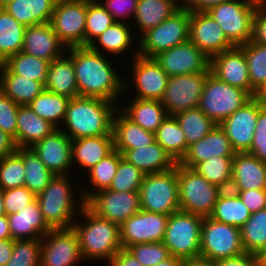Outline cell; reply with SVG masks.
I'll use <instances>...</instances> for the list:
<instances>
[{"mask_svg":"<svg viewBox=\"0 0 266 266\" xmlns=\"http://www.w3.org/2000/svg\"><path fill=\"white\" fill-rule=\"evenodd\" d=\"M19 105L0 90V129L14 139L17 136V112Z\"/></svg>","mask_w":266,"mask_h":266,"instance_id":"cell-54","label":"cell"},{"mask_svg":"<svg viewBox=\"0 0 266 266\" xmlns=\"http://www.w3.org/2000/svg\"><path fill=\"white\" fill-rule=\"evenodd\" d=\"M83 262L73 228L51 229L41 238L40 266H76Z\"/></svg>","mask_w":266,"mask_h":266,"instance_id":"cell-15","label":"cell"},{"mask_svg":"<svg viewBox=\"0 0 266 266\" xmlns=\"http://www.w3.org/2000/svg\"><path fill=\"white\" fill-rule=\"evenodd\" d=\"M244 252L240 228L217 222L210 217L203 218L199 259L215 262Z\"/></svg>","mask_w":266,"mask_h":266,"instance_id":"cell-11","label":"cell"},{"mask_svg":"<svg viewBox=\"0 0 266 266\" xmlns=\"http://www.w3.org/2000/svg\"><path fill=\"white\" fill-rule=\"evenodd\" d=\"M10 1L12 0H0V7H3L5 4H7Z\"/></svg>","mask_w":266,"mask_h":266,"instance_id":"cell-70","label":"cell"},{"mask_svg":"<svg viewBox=\"0 0 266 266\" xmlns=\"http://www.w3.org/2000/svg\"><path fill=\"white\" fill-rule=\"evenodd\" d=\"M175 118L182 128L188 146L201 140L217 125L198 107L177 113Z\"/></svg>","mask_w":266,"mask_h":266,"instance_id":"cell-45","label":"cell"},{"mask_svg":"<svg viewBox=\"0 0 266 266\" xmlns=\"http://www.w3.org/2000/svg\"><path fill=\"white\" fill-rule=\"evenodd\" d=\"M114 150L113 135L82 137L72 140V165L88 171Z\"/></svg>","mask_w":266,"mask_h":266,"instance_id":"cell-27","label":"cell"},{"mask_svg":"<svg viewBox=\"0 0 266 266\" xmlns=\"http://www.w3.org/2000/svg\"><path fill=\"white\" fill-rule=\"evenodd\" d=\"M88 0H57L50 24L66 47H85Z\"/></svg>","mask_w":266,"mask_h":266,"instance_id":"cell-12","label":"cell"},{"mask_svg":"<svg viewBox=\"0 0 266 266\" xmlns=\"http://www.w3.org/2000/svg\"><path fill=\"white\" fill-rule=\"evenodd\" d=\"M157 141L176 162L180 163L189 146L185 135L175 116H167L155 132Z\"/></svg>","mask_w":266,"mask_h":266,"instance_id":"cell-39","label":"cell"},{"mask_svg":"<svg viewBox=\"0 0 266 266\" xmlns=\"http://www.w3.org/2000/svg\"><path fill=\"white\" fill-rule=\"evenodd\" d=\"M252 1H255V2L261 4V3H264L266 0H252Z\"/></svg>","mask_w":266,"mask_h":266,"instance_id":"cell-71","label":"cell"},{"mask_svg":"<svg viewBox=\"0 0 266 266\" xmlns=\"http://www.w3.org/2000/svg\"><path fill=\"white\" fill-rule=\"evenodd\" d=\"M177 179L180 211L210 217L223 189L208 182L195 169L180 163H177Z\"/></svg>","mask_w":266,"mask_h":266,"instance_id":"cell-5","label":"cell"},{"mask_svg":"<svg viewBox=\"0 0 266 266\" xmlns=\"http://www.w3.org/2000/svg\"><path fill=\"white\" fill-rule=\"evenodd\" d=\"M234 156H216L198 163L193 169L208 182L230 190Z\"/></svg>","mask_w":266,"mask_h":266,"instance_id":"cell-46","label":"cell"},{"mask_svg":"<svg viewBox=\"0 0 266 266\" xmlns=\"http://www.w3.org/2000/svg\"><path fill=\"white\" fill-rule=\"evenodd\" d=\"M7 218L13 240L41 239L51 230L44 220L37 199Z\"/></svg>","mask_w":266,"mask_h":266,"instance_id":"cell-26","label":"cell"},{"mask_svg":"<svg viewBox=\"0 0 266 266\" xmlns=\"http://www.w3.org/2000/svg\"><path fill=\"white\" fill-rule=\"evenodd\" d=\"M265 106L256 96L225 119L220 127L225 131L235 152H247L253 141L258 112Z\"/></svg>","mask_w":266,"mask_h":266,"instance_id":"cell-19","label":"cell"},{"mask_svg":"<svg viewBox=\"0 0 266 266\" xmlns=\"http://www.w3.org/2000/svg\"><path fill=\"white\" fill-rule=\"evenodd\" d=\"M45 90L70 99L79 96L73 60L67 52L49 63Z\"/></svg>","mask_w":266,"mask_h":266,"instance_id":"cell-33","label":"cell"},{"mask_svg":"<svg viewBox=\"0 0 266 266\" xmlns=\"http://www.w3.org/2000/svg\"><path fill=\"white\" fill-rule=\"evenodd\" d=\"M186 262L184 259L170 256L169 258L163 260L162 262L158 263L156 266H185Z\"/></svg>","mask_w":266,"mask_h":266,"instance_id":"cell-65","label":"cell"},{"mask_svg":"<svg viewBox=\"0 0 266 266\" xmlns=\"http://www.w3.org/2000/svg\"><path fill=\"white\" fill-rule=\"evenodd\" d=\"M31 148L54 175H70L74 171L71 155L72 139L60 128Z\"/></svg>","mask_w":266,"mask_h":266,"instance_id":"cell-22","label":"cell"},{"mask_svg":"<svg viewBox=\"0 0 266 266\" xmlns=\"http://www.w3.org/2000/svg\"><path fill=\"white\" fill-rule=\"evenodd\" d=\"M127 250L142 266H156L171 256L163 242L137 243L129 246Z\"/></svg>","mask_w":266,"mask_h":266,"instance_id":"cell-52","label":"cell"},{"mask_svg":"<svg viewBox=\"0 0 266 266\" xmlns=\"http://www.w3.org/2000/svg\"><path fill=\"white\" fill-rule=\"evenodd\" d=\"M209 69L217 79L245 90L251 97L256 96V91L250 83L246 56L240 46H235L211 57Z\"/></svg>","mask_w":266,"mask_h":266,"instance_id":"cell-20","label":"cell"},{"mask_svg":"<svg viewBox=\"0 0 266 266\" xmlns=\"http://www.w3.org/2000/svg\"><path fill=\"white\" fill-rule=\"evenodd\" d=\"M209 73L199 72L168 78L167 87L161 99L168 116H175L177 113L198 107Z\"/></svg>","mask_w":266,"mask_h":266,"instance_id":"cell-14","label":"cell"},{"mask_svg":"<svg viewBox=\"0 0 266 266\" xmlns=\"http://www.w3.org/2000/svg\"><path fill=\"white\" fill-rule=\"evenodd\" d=\"M126 106L118 108L134 123L144 130L155 133L168 116L161 101L133 98ZM130 103V104H129Z\"/></svg>","mask_w":266,"mask_h":266,"instance_id":"cell-36","label":"cell"},{"mask_svg":"<svg viewBox=\"0 0 266 266\" xmlns=\"http://www.w3.org/2000/svg\"><path fill=\"white\" fill-rule=\"evenodd\" d=\"M119 152L123 159L145 175L169 171L177 164L157 141L151 145Z\"/></svg>","mask_w":266,"mask_h":266,"instance_id":"cell-28","label":"cell"},{"mask_svg":"<svg viewBox=\"0 0 266 266\" xmlns=\"http://www.w3.org/2000/svg\"><path fill=\"white\" fill-rule=\"evenodd\" d=\"M25 167V183L35 195L41 193L55 176L40 160L32 148H17Z\"/></svg>","mask_w":266,"mask_h":266,"instance_id":"cell-42","label":"cell"},{"mask_svg":"<svg viewBox=\"0 0 266 266\" xmlns=\"http://www.w3.org/2000/svg\"><path fill=\"white\" fill-rule=\"evenodd\" d=\"M247 153L266 163V105L258 112L253 141Z\"/></svg>","mask_w":266,"mask_h":266,"instance_id":"cell-56","label":"cell"},{"mask_svg":"<svg viewBox=\"0 0 266 266\" xmlns=\"http://www.w3.org/2000/svg\"><path fill=\"white\" fill-rule=\"evenodd\" d=\"M11 238L9 221L6 215L0 216V240Z\"/></svg>","mask_w":266,"mask_h":266,"instance_id":"cell-64","label":"cell"},{"mask_svg":"<svg viewBox=\"0 0 266 266\" xmlns=\"http://www.w3.org/2000/svg\"><path fill=\"white\" fill-rule=\"evenodd\" d=\"M256 97L266 105V82L265 84L256 92Z\"/></svg>","mask_w":266,"mask_h":266,"instance_id":"cell-67","label":"cell"},{"mask_svg":"<svg viewBox=\"0 0 266 266\" xmlns=\"http://www.w3.org/2000/svg\"><path fill=\"white\" fill-rule=\"evenodd\" d=\"M241 242L246 253L259 255L266 249V209L251 213L240 228Z\"/></svg>","mask_w":266,"mask_h":266,"instance_id":"cell-44","label":"cell"},{"mask_svg":"<svg viewBox=\"0 0 266 266\" xmlns=\"http://www.w3.org/2000/svg\"><path fill=\"white\" fill-rule=\"evenodd\" d=\"M139 194L141 210L164 215L179 211L177 164L169 171L144 175Z\"/></svg>","mask_w":266,"mask_h":266,"instance_id":"cell-9","label":"cell"},{"mask_svg":"<svg viewBox=\"0 0 266 266\" xmlns=\"http://www.w3.org/2000/svg\"><path fill=\"white\" fill-rule=\"evenodd\" d=\"M26 27L0 7V63L22 51Z\"/></svg>","mask_w":266,"mask_h":266,"instance_id":"cell-41","label":"cell"},{"mask_svg":"<svg viewBox=\"0 0 266 266\" xmlns=\"http://www.w3.org/2000/svg\"><path fill=\"white\" fill-rule=\"evenodd\" d=\"M252 0H228L206 12L219 24L226 37L240 46L252 40L253 21L257 5Z\"/></svg>","mask_w":266,"mask_h":266,"instance_id":"cell-8","label":"cell"},{"mask_svg":"<svg viewBox=\"0 0 266 266\" xmlns=\"http://www.w3.org/2000/svg\"><path fill=\"white\" fill-rule=\"evenodd\" d=\"M190 11L181 7L171 17L143 33L138 43V56L154 58L159 53L189 40Z\"/></svg>","mask_w":266,"mask_h":266,"instance_id":"cell-6","label":"cell"},{"mask_svg":"<svg viewBox=\"0 0 266 266\" xmlns=\"http://www.w3.org/2000/svg\"><path fill=\"white\" fill-rule=\"evenodd\" d=\"M182 7V0H138L134 26L141 32L156 27Z\"/></svg>","mask_w":266,"mask_h":266,"instance_id":"cell-32","label":"cell"},{"mask_svg":"<svg viewBox=\"0 0 266 266\" xmlns=\"http://www.w3.org/2000/svg\"><path fill=\"white\" fill-rule=\"evenodd\" d=\"M169 215L140 210L120 225L123 248L137 243L162 242Z\"/></svg>","mask_w":266,"mask_h":266,"instance_id":"cell-17","label":"cell"},{"mask_svg":"<svg viewBox=\"0 0 266 266\" xmlns=\"http://www.w3.org/2000/svg\"><path fill=\"white\" fill-rule=\"evenodd\" d=\"M3 201H4L3 190L0 189V216L6 215Z\"/></svg>","mask_w":266,"mask_h":266,"instance_id":"cell-68","label":"cell"},{"mask_svg":"<svg viewBox=\"0 0 266 266\" xmlns=\"http://www.w3.org/2000/svg\"><path fill=\"white\" fill-rule=\"evenodd\" d=\"M117 109L116 103L100 98H71L60 129L72 140L113 135V117Z\"/></svg>","mask_w":266,"mask_h":266,"instance_id":"cell-2","label":"cell"},{"mask_svg":"<svg viewBox=\"0 0 266 266\" xmlns=\"http://www.w3.org/2000/svg\"><path fill=\"white\" fill-rule=\"evenodd\" d=\"M86 205L99 217L119 226L141 210L139 191L101 190L95 193Z\"/></svg>","mask_w":266,"mask_h":266,"instance_id":"cell-16","label":"cell"},{"mask_svg":"<svg viewBox=\"0 0 266 266\" xmlns=\"http://www.w3.org/2000/svg\"><path fill=\"white\" fill-rule=\"evenodd\" d=\"M3 64L13 73L38 81L46 87L49 62L22 51L8 57Z\"/></svg>","mask_w":266,"mask_h":266,"instance_id":"cell-43","label":"cell"},{"mask_svg":"<svg viewBox=\"0 0 266 266\" xmlns=\"http://www.w3.org/2000/svg\"><path fill=\"white\" fill-rule=\"evenodd\" d=\"M214 266H258V255L244 252L235 257L220 259L213 262Z\"/></svg>","mask_w":266,"mask_h":266,"instance_id":"cell-59","label":"cell"},{"mask_svg":"<svg viewBox=\"0 0 266 266\" xmlns=\"http://www.w3.org/2000/svg\"><path fill=\"white\" fill-rule=\"evenodd\" d=\"M251 98L245 90L233 87L209 73L198 108L219 125Z\"/></svg>","mask_w":266,"mask_h":266,"instance_id":"cell-10","label":"cell"},{"mask_svg":"<svg viewBox=\"0 0 266 266\" xmlns=\"http://www.w3.org/2000/svg\"><path fill=\"white\" fill-rule=\"evenodd\" d=\"M98 1L112 15V18L115 22L128 23L130 22L129 20L132 17H133L132 19H134L138 0H98Z\"/></svg>","mask_w":266,"mask_h":266,"instance_id":"cell-55","label":"cell"},{"mask_svg":"<svg viewBox=\"0 0 266 266\" xmlns=\"http://www.w3.org/2000/svg\"><path fill=\"white\" fill-rule=\"evenodd\" d=\"M236 152L232 148L231 142L225 131L216 125L201 140L192 143L180 164L189 168H194L198 163L216 156H235Z\"/></svg>","mask_w":266,"mask_h":266,"instance_id":"cell-24","label":"cell"},{"mask_svg":"<svg viewBox=\"0 0 266 266\" xmlns=\"http://www.w3.org/2000/svg\"><path fill=\"white\" fill-rule=\"evenodd\" d=\"M71 179V174L55 175L45 189L36 195L44 220L51 229L71 228L86 205L81 190L76 189L79 190L76 192L73 189Z\"/></svg>","mask_w":266,"mask_h":266,"instance_id":"cell-4","label":"cell"},{"mask_svg":"<svg viewBox=\"0 0 266 266\" xmlns=\"http://www.w3.org/2000/svg\"><path fill=\"white\" fill-rule=\"evenodd\" d=\"M108 264L109 266H142L126 248L119 250Z\"/></svg>","mask_w":266,"mask_h":266,"instance_id":"cell-60","label":"cell"},{"mask_svg":"<svg viewBox=\"0 0 266 266\" xmlns=\"http://www.w3.org/2000/svg\"><path fill=\"white\" fill-rule=\"evenodd\" d=\"M16 122L15 143L18 148H31L57 129L39 117L28 105H19Z\"/></svg>","mask_w":266,"mask_h":266,"instance_id":"cell-30","label":"cell"},{"mask_svg":"<svg viewBox=\"0 0 266 266\" xmlns=\"http://www.w3.org/2000/svg\"><path fill=\"white\" fill-rule=\"evenodd\" d=\"M50 22L26 27L22 52L52 62L66 52Z\"/></svg>","mask_w":266,"mask_h":266,"instance_id":"cell-23","label":"cell"},{"mask_svg":"<svg viewBox=\"0 0 266 266\" xmlns=\"http://www.w3.org/2000/svg\"><path fill=\"white\" fill-rule=\"evenodd\" d=\"M41 239L14 240L10 260L5 266H40Z\"/></svg>","mask_w":266,"mask_h":266,"instance_id":"cell-51","label":"cell"},{"mask_svg":"<svg viewBox=\"0 0 266 266\" xmlns=\"http://www.w3.org/2000/svg\"><path fill=\"white\" fill-rule=\"evenodd\" d=\"M78 216L72 228L77 234L83 261L101 260L103 263H108L123 248L120 226L99 217L87 205L82 208Z\"/></svg>","mask_w":266,"mask_h":266,"instance_id":"cell-3","label":"cell"},{"mask_svg":"<svg viewBox=\"0 0 266 266\" xmlns=\"http://www.w3.org/2000/svg\"><path fill=\"white\" fill-rule=\"evenodd\" d=\"M189 40L208 58L235 47L207 12L190 11Z\"/></svg>","mask_w":266,"mask_h":266,"instance_id":"cell-21","label":"cell"},{"mask_svg":"<svg viewBox=\"0 0 266 266\" xmlns=\"http://www.w3.org/2000/svg\"><path fill=\"white\" fill-rule=\"evenodd\" d=\"M252 41L266 45V5L258 4L253 21Z\"/></svg>","mask_w":266,"mask_h":266,"instance_id":"cell-58","label":"cell"},{"mask_svg":"<svg viewBox=\"0 0 266 266\" xmlns=\"http://www.w3.org/2000/svg\"><path fill=\"white\" fill-rule=\"evenodd\" d=\"M70 98L43 90L28 106L41 118L56 128H60L65 119Z\"/></svg>","mask_w":266,"mask_h":266,"instance_id":"cell-40","label":"cell"},{"mask_svg":"<svg viewBox=\"0 0 266 266\" xmlns=\"http://www.w3.org/2000/svg\"><path fill=\"white\" fill-rule=\"evenodd\" d=\"M24 169L23 159L17 152L0 158V189L23 187Z\"/></svg>","mask_w":266,"mask_h":266,"instance_id":"cell-49","label":"cell"},{"mask_svg":"<svg viewBox=\"0 0 266 266\" xmlns=\"http://www.w3.org/2000/svg\"><path fill=\"white\" fill-rule=\"evenodd\" d=\"M57 0H12L3 8L25 27L48 23Z\"/></svg>","mask_w":266,"mask_h":266,"instance_id":"cell-34","label":"cell"},{"mask_svg":"<svg viewBox=\"0 0 266 266\" xmlns=\"http://www.w3.org/2000/svg\"><path fill=\"white\" fill-rule=\"evenodd\" d=\"M144 173L133 164L121 159L109 190L117 192L139 191Z\"/></svg>","mask_w":266,"mask_h":266,"instance_id":"cell-50","label":"cell"},{"mask_svg":"<svg viewBox=\"0 0 266 266\" xmlns=\"http://www.w3.org/2000/svg\"><path fill=\"white\" fill-rule=\"evenodd\" d=\"M185 266H214L213 262L202 259L188 260Z\"/></svg>","mask_w":266,"mask_h":266,"instance_id":"cell-66","label":"cell"},{"mask_svg":"<svg viewBox=\"0 0 266 266\" xmlns=\"http://www.w3.org/2000/svg\"><path fill=\"white\" fill-rule=\"evenodd\" d=\"M14 247L12 238L0 240V266H5L10 260Z\"/></svg>","mask_w":266,"mask_h":266,"instance_id":"cell-63","label":"cell"},{"mask_svg":"<svg viewBox=\"0 0 266 266\" xmlns=\"http://www.w3.org/2000/svg\"><path fill=\"white\" fill-rule=\"evenodd\" d=\"M251 217V212L242 202L239 195L231 190H223L210 218L213 220L241 228Z\"/></svg>","mask_w":266,"mask_h":266,"instance_id":"cell-38","label":"cell"},{"mask_svg":"<svg viewBox=\"0 0 266 266\" xmlns=\"http://www.w3.org/2000/svg\"><path fill=\"white\" fill-rule=\"evenodd\" d=\"M240 47L246 56L251 87L257 92L266 82V45L251 40Z\"/></svg>","mask_w":266,"mask_h":266,"instance_id":"cell-47","label":"cell"},{"mask_svg":"<svg viewBox=\"0 0 266 266\" xmlns=\"http://www.w3.org/2000/svg\"><path fill=\"white\" fill-rule=\"evenodd\" d=\"M154 59L169 77L210 72V58L190 40L159 53Z\"/></svg>","mask_w":266,"mask_h":266,"instance_id":"cell-18","label":"cell"},{"mask_svg":"<svg viewBox=\"0 0 266 266\" xmlns=\"http://www.w3.org/2000/svg\"><path fill=\"white\" fill-rule=\"evenodd\" d=\"M17 148L15 139L0 129V158L15 153Z\"/></svg>","mask_w":266,"mask_h":266,"instance_id":"cell-62","label":"cell"},{"mask_svg":"<svg viewBox=\"0 0 266 266\" xmlns=\"http://www.w3.org/2000/svg\"><path fill=\"white\" fill-rule=\"evenodd\" d=\"M266 189V163L253 154L237 152L232 161L230 190Z\"/></svg>","mask_w":266,"mask_h":266,"instance_id":"cell-25","label":"cell"},{"mask_svg":"<svg viewBox=\"0 0 266 266\" xmlns=\"http://www.w3.org/2000/svg\"><path fill=\"white\" fill-rule=\"evenodd\" d=\"M112 133L114 137V149L127 151L151 145L155 142V133L144 130L130 120L119 108L113 117Z\"/></svg>","mask_w":266,"mask_h":266,"instance_id":"cell-29","label":"cell"},{"mask_svg":"<svg viewBox=\"0 0 266 266\" xmlns=\"http://www.w3.org/2000/svg\"><path fill=\"white\" fill-rule=\"evenodd\" d=\"M38 81L13 74L3 63H0V90L18 105H28L43 90Z\"/></svg>","mask_w":266,"mask_h":266,"instance_id":"cell-35","label":"cell"},{"mask_svg":"<svg viewBox=\"0 0 266 266\" xmlns=\"http://www.w3.org/2000/svg\"><path fill=\"white\" fill-rule=\"evenodd\" d=\"M130 23L114 22L102 34H100L88 47L98 53L113 56L122 55L128 49L138 47L134 37L133 29L129 27ZM133 32V33H132ZM135 41V42H134ZM131 46V48H130ZM133 46V47H132ZM105 51V52H103Z\"/></svg>","mask_w":266,"mask_h":266,"instance_id":"cell-31","label":"cell"},{"mask_svg":"<svg viewBox=\"0 0 266 266\" xmlns=\"http://www.w3.org/2000/svg\"><path fill=\"white\" fill-rule=\"evenodd\" d=\"M258 258H259V262L266 266V249H264L259 255H258Z\"/></svg>","mask_w":266,"mask_h":266,"instance_id":"cell-69","label":"cell"},{"mask_svg":"<svg viewBox=\"0 0 266 266\" xmlns=\"http://www.w3.org/2000/svg\"><path fill=\"white\" fill-rule=\"evenodd\" d=\"M6 216L17 213L36 199V195L27 187H17L3 190Z\"/></svg>","mask_w":266,"mask_h":266,"instance_id":"cell-53","label":"cell"},{"mask_svg":"<svg viewBox=\"0 0 266 266\" xmlns=\"http://www.w3.org/2000/svg\"><path fill=\"white\" fill-rule=\"evenodd\" d=\"M115 21L112 15L97 1H89L86 13L85 47H88Z\"/></svg>","mask_w":266,"mask_h":266,"instance_id":"cell-48","label":"cell"},{"mask_svg":"<svg viewBox=\"0 0 266 266\" xmlns=\"http://www.w3.org/2000/svg\"><path fill=\"white\" fill-rule=\"evenodd\" d=\"M122 158V154L114 149L109 155L85 172L86 175L88 174L86 178L89 179V185H92L91 188L89 186L86 189L85 185L82 187L80 183L81 187L79 186V188L82 190L81 193L85 202L98 191L109 189Z\"/></svg>","mask_w":266,"mask_h":266,"instance_id":"cell-37","label":"cell"},{"mask_svg":"<svg viewBox=\"0 0 266 266\" xmlns=\"http://www.w3.org/2000/svg\"><path fill=\"white\" fill-rule=\"evenodd\" d=\"M203 217L177 211L169 215L163 243L170 255L188 260L199 259Z\"/></svg>","mask_w":266,"mask_h":266,"instance_id":"cell-7","label":"cell"},{"mask_svg":"<svg viewBox=\"0 0 266 266\" xmlns=\"http://www.w3.org/2000/svg\"><path fill=\"white\" fill-rule=\"evenodd\" d=\"M228 0H182V7L189 11L206 12L209 8Z\"/></svg>","mask_w":266,"mask_h":266,"instance_id":"cell-61","label":"cell"},{"mask_svg":"<svg viewBox=\"0 0 266 266\" xmlns=\"http://www.w3.org/2000/svg\"><path fill=\"white\" fill-rule=\"evenodd\" d=\"M133 52L132 70L129 72V74L132 73L131 82L133 83L129 85V80L124 79V93L130 91L129 86L134 85L133 91L137 93L133 96L134 98L161 101L169 76L154 58L138 56V47Z\"/></svg>","mask_w":266,"mask_h":266,"instance_id":"cell-13","label":"cell"},{"mask_svg":"<svg viewBox=\"0 0 266 266\" xmlns=\"http://www.w3.org/2000/svg\"><path fill=\"white\" fill-rule=\"evenodd\" d=\"M72 58L79 96L100 98L121 104L124 78L112 65L110 56L89 47H72L66 50Z\"/></svg>","mask_w":266,"mask_h":266,"instance_id":"cell-1","label":"cell"},{"mask_svg":"<svg viewBox=\"0 0 266 266\" xmlns=\"http://www.w3.org/2000/svg\"><path fill=\"white\" fill-rule=\"evenodd\" d=\"M239 195L251 213L266 209V189L231 190Z\"/></svg>","mask_w":266,"mask_h":266,"instance_id":"cell-57","label":"cell"}]
</instances>
